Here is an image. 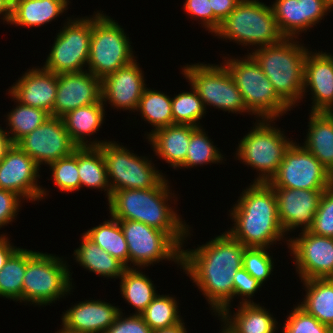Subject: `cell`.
Returning a JSON list of instances; mask_svg holds the SVG:
<instances>
[{
    "label": "cell",
    "instance_id": "1",
    "mask_svg": "<svg viewBox=\"0 0 333 333\" xmlns=\"http://www.w3.org/2000/svg\"><path fill=\"white\" fill-rule=\"evenodd\" d=\"M222 233L195 249L182 247L181 258V269L202 292L215 316L233 308V277L243 267L246 248L226 230Z\"/></svg>",
    "mask_w": 333,
    "mask_h": 333
},
{
    "label": "cell",
    "instance_id": "2",
    "mask_svg": "<svg viewBox=\"0 0 333 333\" xmlns=\"http://www.w3.org/2000/svg\"><path fill=\"white\" fill-rule=\"evenodd\" d=\"M167 177L150 189H123L111 193L109 214L117 220H133L167 233L181 248L190 227L171 204L177 202ZM172 198H175L172 200ZM171 199V200H170ZM171 206V207H170ZM175 210V211H174ZM185 240V241H184Z\"/></svg>",
    "mask_w": 333,
    "mask_h": 333
},
{
    "label": "cell",
    "instance_id": "3",
    "mask_svg": "<svg viewBox=\"0 0 333 333\" xmlns=\"http://www.w3.org/2000/svg\"><path fill=\"white\" fill-rule=\"evenodd\" d=\"M249 185L229 210L234 226L228 228L227 232L245 247L270 249V246L282 240H286L288 246L290 236H286L279 222L273 187L261 182H251Z\"/></svg>",
    "mask_w": 333,
    "mask_h": 333
},
{
    "label": "cell",
    "instance_id": "4",
    "mask_svg": "<svg viewBox=\"0 0 333 333\" xmlns=\"http://www.w3.org/2000/svg\"><path fill=\"white\" fill-rule=\"evenodd\" d=\"M304 45L297 38H284L274 45L251 48L249 53L291 109L303 96L304 62L309 50Z\"/></svg>",
    "mask_w": 333,
    "mask_h": 333
},
{
    "label": "cell",
    "instance_id": "5",
    "mask_svg": "<svg viewBox=\"0 0 333 333\" xmlns=\"http://www.w3.org/2000/svg\"><path fill=\"white\" fill-rule=\"evenodd\" d=\"M213 36L254 49L281 42L280 33L271 5L259 0H241L221 23Z\"/></svg>",
    "mask_w": 333,
    "mask_h": 333
},
{
    "label": "cell",
    "instance_id": "6",
    "mask_svg": "<svg viewBox=\"0 0 333 333\" xmlns=\"http://www.w3.org/2000/svg\"><path fill=\"white\" fill-rule=\"evenodd\" d=\"M272 123L275 124V119H256L254 127L241 138L236 148L235 159L258 171L252 182L268 183L294 143Z\"/></svg>",
    "mask_w": 333,
    "mask_h": 333
},
{
    "label": "cell",
    "instance_id": "7",
    "mask_svg": "<svg viewBox=\"0 0 333 333\" xmlns=\"http://www.w3.org/2000/svg\"><path fill=\"white\" fill-rule=\"evenodd\" d=\"M223 56L222 63L230 72L241 92L248 110L257 119H280L291 108L277 95L270 80L255 60L247 53L244 57ZM235 57V58H234Z\"/></svg>",
    "mask_w": 333,
    "mask_h": 333
},
{
    "label": "cell",
    "instance_id": "8",
    "mask_svg": "<svg viewBox=\"0 0 333 333\" xmlns=\"http://www.w3.org/2000/svg\"><path fill=\"white\" fill-rule=\"evenodd\" d=\"M127 33L116 20L98 11L91 17L90 55L87 69L102 80L137 59Z\"/></svg>",
    "mask_w": 333,
    "mask_h": 333
},
{
    "label": "cell",
    "instance_id": "9",
    "mask_svg": "<svg viewBox=\"0 0 333 333\" xmlns=\"http://www.w3.org/2000/svg\"><path fill=\"white\" fill-rule=\"evenodd\" d=\"M64 258L37 252L26 265L22 286V302L43 306L72 294V273Z\"/></svg>",
    "mask_w": 333,
    "mask_h": 333
},
{
    "label": "cell",
    "instance_id": "10",
    "mask_svg": "<svg viewBox=\"0 0 333 333\" xmlns=\"http://www.w3.org/2000/svg\"><path fill=\"white\" fill-rule=\"evenodd\" d=\"M181 74L192 85L201 98L204 108L213 106L228 113L253 115L244 102L243 96L237 88L230 72L223 63L186 64L181 67Z\"/></svg>",
    "mask_w": 333,
    "mask_h": 333
},
{
    "label": "cell",
    "instance_id": "11",
    "mask_svg": "<svg viewBox=\"0 0 333 333\" xmlns=\"http://www.w3.org/2000/svg\"><path fill=\"white\" fill-rule=\"evenodd\" d=\"M99 148L103 153L111 193L123 189L154 188L165 178L155 167L152 157L138 156L114 140L103 143Z\"/></svg>",
    "mask_w": 333,
    "mask_h": 333
},
{
    "label": "cell",
    "instance_id": "12",
    "mask_svg": "<svg viewBox=\"0 0 333 333\" xmlns=\"http://www.w3.org/2000/svg\"><path fill=\"white\" fill-rule=\"evenodd\" d=\"M63 25L43 68L55 74L85 71L90 55L91 17H67Z\"/></svg>",
    "mask_w": 333,
    "mask_h": 333
},
{
    "label": "cell",
    "instance_id": "13",
    "mask_svg": "<svg viewBox=\"0 0 333 333\" xmlns=\"http://www.w3.org/2000/svg\"><path fill=\"white\" fill-rule=\"evenodd\" d=\"M118 221L128 244L129 268L171 260L181 269L182 248L167 233L139 221Z\"/></svg>",
    "mask_w": 333,
    "mask_h": 333
},
{
    "label": "cell",
    "instance_id": "14",
    "mask_svg": "<svg viewBox=\"0 0 333 333\" xmlns=\"http://www.w3.org/2000/svg\"><path fill=\"white\" fill-rule=\"evenodd\" d=\"M268 183L272 187L326 190L333 185V175L312 153L295 141Z\"/></svg>",
    "mask_w": 333,
    "mask_h": 333
},
{
    "label": "cell",
    "instance_id": "15",
    "mask_svg": "<svg viewBox=\"0 0 333 333\" xmlns=\"http://www.w3.org/2000/svg\"><path fill=\"white\" fill-rule=\"evenodd\" d=\"M40 170L27 153L12 144L0 160V189L13 192L27 202L44 200L49 193L38 185Z\"/></svg>",
    "mask_w": 333,
    "mask_h": 333
},
{
    "label": "cell",
    "instance_id": "16",
    "mask_svg": "<svg viewBox=\"0 0 333 333\" xmlns=\"http://www.w3.org/2000/svg\"><path fill=\"white\" fill-rule=\"evenodd\" d=\"M300 231L298 237L289 238L287 247L300 280L333 278V238Z\"/></svg>",
    "mask_w": 333,
    "mask_h": 333
},
{
    "label": "cell",
    "instance_id": "17",
    "mask_svg": "<svg viewBox=\"0 0 333 333\" xmlns=\"http://www.w3.org/2000/svg\"><path fill=\"white\" fill-rule=\"evenodd\" d=\"M16 145L41 168L72 154L78 146L70 138L61 117L50 116Z\"/></svg>",
    "mask_w": 333,
    "mask_h": 333
},
{
    "label": "cell",
    "instance_id": "18",
    "mask_svg": "<svg viewBox=\"0 0 333 333\" xmlns=\"http://www.w3.org/2000/svg\"><path fill=\"white\" fill-rule=\"evenodd\" d=\"M145 81L144 71L135 59L101 80L102 103L110 104L113 109L135 113L147 86Z\"/></svg>",
    "mask_w": 333,
    "mask_h": 333
},
{
    "label": "cell",
    "instance_id": "19",
    "mask_svg": "<svg viewBox=\"0 0 333 333\" xmlns=\"http://www.w3.org/2000/svg\"><path fill=\"white\" fill-rule=\"evenodd\" d=\"M102 100L101 80L90 71L57 74V92L53 117Z\"/></svg>",
    "mask_w": 333,
    "mask_h": 333
},
{
    "label": "cell",
    "instance_id": "20",
    "mask_svg": "<svg viewBox=\"0 0 333 333\" xmlns=\"http://www.w3.org/2000/svg\"><path fill=\"white\" fill-rule=\"evenodd\" d=\"M273 190L277 198L279 222L284 233L287 235L299 227L302 231L308 230L312 226L324 190L281 187H273Z\"/></svg>",
    "mask_w": 333,
    "mask_h": 333
},
{
    "label": "cell",
    "instance_id": "21",
    "mask_svg": "<svg viewBox=\"0 0 333 333\" xmlns=\"http://www.w3.org/2000/svg\"><path fill=\"white\" fill-rule=\"evenodd\" d=\"M271 8L284 38L298 39L333 11L325 0H275Z\"/></svg>",
    "mask_w": 333,
    "mask_h": 333
},
{
    "label": "cell",
    "instance_id": "22",
    "mask_svg": "<svg viewBox=\"0 0 333 333\" xmlns=\"http://www.w3.org/2000/svg\"><path fill=\"white\" fill-rule=\"evenodd\" d=\"M311 94V112L333 113V61L327 52L308 50L304 62L303 96Z\"/></svg>",
    "mask_w": 333,
    "mask_h": 333
},
{
    "label": "cell",
    "instance_id": "23",
    "mask_svg": "<svg viewBox=\"0 0 333 333\" xmlns=\"http://www.w3.org/2000/svg\"><path fill=\"white\" fill-rule=\"evenodd\" d=\"M36 67V68H35ZM28 69L9 88L8 93L23 105L52 113L57 92V74L42 66Z\"/></svg>",
    "mask_w": 333,
    "mask_h": 333
},
{
    "label": "cell",
    "instance_id": "24",
    "mask_svg": "<svg viewBox=\"0 0 333 333\" xmlns=\"http://www.w3.org/2000/svg\"><path fill=\"white\" fill-rule=\"evenodd\" d=\"M74 303L62 312V325L70 330L84 333H105L121 313L119 306L104 300H87Z\"/></svg>",
    "mask_w": 333,
    "mask_h": 333
},
{
    "label": "cell",
    "instance_id": "25",
    "mask_svg": "<svg viewBox=\"0 0 333 333\" xmlns=\"http://www.w3.org/2000/svg\"><path fill=\"white\" fill-rule=\"evenodd\" d=\"M195 128L191 125L173 124L152 132L146 139L152 145L155 156L177 170L185 162L190 136Z\"/></svg>",
    "mask_w": 333,
    "mask_h": 333
},
{
    "label": "cell",
    "instance_id": "26",
    "mask_svg": "<svg viewBox=\"0 0 333 333\" xmlns=\"http://www.w3.org/2000/svg\"><path fill=\"white\" fill-rule=\"evenodd\" d=\"M105 110V105L101 100L98 103L69 111L61 117L70 138L78 147H99L109 141L96 138L92 140L91 138V135L96 134L102 127L104 117H106Z\"/></svg>",
    "mask_w": 333,
    "mask_h": 333
},
{
    "label": "cell",
    "instance_id": "27",
    "mask_svg": "<svg viewBox=\"0 0 333 333\" xmlns=\"http://www.w3.org/2000/svg\"><path fill=\"white\" fill-rule=\"evenodd\" d=\"M237 307L235 312L225 308L217 316L233 333H276L280 328L276 317L259 303H241Z\"/></svg>",
    "mask_w": 333,
    "mask_h": 333
},
{
    "label": "cell",
    "instance_id": "28",
    "mask_svg": "<svg viewBox=\"0 0 333 333\" xmlns=\"http://www.w3.org/2000/svg\"><path fill=\"white\" fill-rule=\"evenodd\" d=\"M302 146L333 175V113L311 112Z\"/></svg>",
    "mask_w": 333,
    "mask_h": 333
},
{
    "label": "cell",
    "instance_id": "29",
    "mask_svg": "<svg viewBox=\"0 0 333 333\" xmlns=\"http://www.w3.org/2000/svg\"><path fill=\"white\" fill-rule=\"evenodd\" d=\"M69 3V0H14L9 25L23 28L46 25L66 12Z\"/></svg>",
    "mask_w": 333,
    "mask_h": 333
},
{
    "label": "cell",
    "instance_id": "30",
    "mask_svg": "<svg viewBox=\"0 0 333 333\" xmlns=\"http://www.w3.org/2000/svg\"><path fill=\"white\" fill-rule=\"evenodd\" d=\"M81 239L79 247L73 253L75 262L103 278L120 279L127 267L95 244L84 233H82Z\"/></svg>",
    "mask_w": 333,
    "mask_h": 333
},
{
    "label": "cell",
    "instance_id": "31",
    "mask_svg": "<svg viewBox=\"0 0 333 333\" xmlns=\"http://www.w3.org/2000/svg\"><path fill=\"white\" fill-rule=\"evenodd\" d=\"M300 282L306 293L298 305L322 324L333 326V278H314Z\"/></svg>",
    "mask_w": 333,
    "mask_h": 333
},
{
    "label": "cell",
    "instance_id": "32",
    "mask_svg": "<svg viewBox=\"0 0 333 333\" xmlns=\"http://www.w3.org/2000/svg\"><path fill=\"white\" fill-rule=\"evenodd\" d=\"M142 268H127L120 277L122 298L140 315L159 294L153 281L143 272ZM144 273V274H143Z\"/></svg>",
    "mask_w": 333,
    "mask_h": 333
},
{
    "label": "cell",
    "instance_id": "33",
    "mask_svg": "<svg viewBox=\"0 0 333 333\" xmlns=\"http://www.w3.org/2000/svg\"><path fill=\"white\" fill-rule=\"evenodd\" d=\"M78 175L81 188L85 186L106 191L107 201L110 199L106 165L99 147H78Z\"/></svg>",
    "mask_w": 333,
    "mask_h": 333
},
{
    "label": "cell",
    "instance_id": "34",
    "mask_svg": "<svg viewBox=\"0 0 333 333\" xmlns=\"http://www.w3.org/2000/svg\"><path fill=\"white\" fill-rule=\"evenodd\" d=\"M37 253L18 247L0 270V297L22 303L23 277L27 262Z\"/></svg>",
    "mask_w": 333,
    "mask_h": 333
},
{
    "label": "cell",
    "instance_id": "35",
    "mask_svg": "<svg viewBox=\"0 0 333 333\" xmlns=\"http://www.w3.org/2000/svg\"><path fill=\"white\" fill-rule=\"evenodd\" d=\"M109 219L96 227L88 229L86 232L84 231V234L104 251L129 268L128 244L120 223L112 216Z\"/></svg>",
    "mask_w": 333,
    "mask_h": 333
},
{
    "label": "cell",
    "instance_id": "36",
    "mask_svg": "<svg viewBox=\"0 0 333 333\" xmlns=\"http://www.w3.org/2000/svg\"><path fill=\"white\" fill-rule=\"evenodd\" d=\"M8 96L13 99L12 101L16 102V107L8 112L7 115H4L7 127L5 128L6 131L4 128L1 129L9 137L12 144H16L20 139L37 129L51 115L45 110L26 106L17 100L15 101L9 93Z\"/></svg>",
    "mask_w": 333,
    "mask_h": 333
},
{
    "label": "cell",
    "instance_id": "37",
    "mask_svg": "<svg viewBox=\"0 0 333 333\" xmlns=\"http://www.w3.org/2000/svg\"><path fill=\"white\" fill-rule=\"evenodd\" d=\"M136 111L140 112L145 122L155 127L149 133H145L146 138L162 127L173 125L171 97L154 88L153 90L147 87L144 89Z\"/></svg>",
    "mask_w": 333,
    "mask_h": 333
},
{
    "label": "cell",
    "instance_id": "38",
    "mask_svg": "<svg viewBox=\"0 0 333 333\" xmlns=\"http://www.w3.org/2000/svg\"><path fill=\"white\" fill-rule=\"evenodd\" d=\"M214 146V142L206 134L203 126L196 127L190 136L189 147L185 162L179 167L193 168L194 166H202L213 163L218 164L224 162L225 156L222 155L220 149ZM224 156V157H223Z\"/></svg>",
    "mask_w": 333,
    "mask_h": 333
},
{
    "label": "cell",
    "instance_id": "39",
    "mask_svg": "<svg viewBox=\"0 0 333 333\" xmlns=\"http://www.w3.org/2000/svg\"><path fill=\"white\" fill-rule=\"evenodd\" d=\"M169 295L158 294L140 314L152 331L172 327L183 320L179 314V301Z\"/></svg>",
    "mask_w": 333,
    "mask_h": 333
},
{
    "label": "cell",
    "instance_id": "40",
    "mask_svg": "<svg viewBox=\"0 0 333 333\" xmlns=\"http://www.w3.org/2000/svg\"><path fill=\"white\" fill-rule=\"evenodd\" d=\"M191 91H183L171 98L173 124L200 127V120L204 118L206 110L196 90L190 85Z\"/></svg>",
    "mask_w": 333,
    "mask_h": 333
},
{
    "label": "cell",
    "instance_id": "41",
    "mask_svg": "<svg viewBox=\"0 0 333 333\" xmlns=\"http://www.w3.org/2000/svg\"><path fill=\"white\" fill-rule=\"evenodd\" d=\"M52 179L61 192L69 193L81 189L78 175V148L70 155L49 164Z\"/></svg>",
    "mask_w": 333,
    "mask_h": 333
},
{
    "label": "cell",
    "instance_id": "42",
    "mask_svg": "<svg viewBox=\"0 0 333 333\" xmlns=\"http://www.w3.org/2000/svg\"><path fill=\"white\" fill-rule=\"evenodd\" d=\"M268 248L246 247L243 255V268L262 285L274 272V260ZM272 273V274H271Z\"/></svg>",
    "mask_w": 333,
    "mask_h": 333
},
{
    "label": "cell",
    "instance_id": "43",
    "mask_svg": "<svg viewBox=\"0 0 333 333\" xmlns=\"http://www.w3.org/2000/svg\"><path fill=\"white\" fill-rule=\"evenodd\" d=\"M286 317L282 333H329L330 331L329 326L319 322L298 304Z\"/></svg>",
    "mask_w": 333,
    "mask_h": 333
},
{
    "label": "cell",
    "instance_id": "44",
    "mask_svg": "<svg viewBox=\"0 0 333 333\" xmlns=\"http://www.w3.org/2000/svg\"><path fill=\"white\" fill-rule=\"evenodd\" d=\"M308 230L315 235L333 238V185L324 190L312 226Z\"/></svg>",
    "mask_w": 333,
    "mask_h": 333
},
{
    "label": "cell",
    "instance_id": "45",
    "mask_svg": "<svg viewBox=\"0 0 333 333\" xmlns=\"http://www.w3.org/2000/svg\"><path fill=\"white\" fill-rule=\"evenodd\" d=\"M261 282L252 277L243 267L233 277V298L240 297L239 304L255 303L252 299L257 290L262 288ZM242 298V299H241ZM242 300V301H241Z\"/></svg>",
    "mask_w": 333,
    "mask_h": 333
},
{
    "label": "cell",
    "instance_id": "46",
    "mask_svg": "<svg viewBox=\"0 0 333 333\" xmlns=\"http://www.w3.org/2000/svg\"><path fill=\"white\" fill-rule=\"evenodd\" d=\"M121 313L105 333H152V329L141 315Z\"/></svg>",
    "mask_w": 333,
    "mask_h": 333
},
{
    "label": "cell",
    "instance_id": "47",
    "mask_svg": "<svg viewBox=\"0 0 333 333\" xmlns=\"http://www.w3.org/2000/svg\"><path fill=\"white\" fill-rule=\"evenodd\" d=\"M183 10L194 20H198L208 33L213 34V10L209 0H184Z\"/></svg>",
    "mask_w": 333,
    "mask_h": 333
},
{
    "label": "cell",
    "instance_id": "48",
    "mask_svg": "<svg viewBox=\"0 0 333 333\" xmlns=\"http://www.w3.org/2000/svg\"><path fill=\"white\" fill-rule=\"evenodd\" d=\"M21 201L17 194L0 189V229L16 220L22 207Z\"/></svg>",
    "mask_w": 333,
    "mask_h": 333
},
{
    "label": "cell",
    "instance_id": "49",
    "mask_svg": "<svg viewBox=\"0 0 333 333\" xmlns=\"http://www.w3.org/2000/svg\"><path fill=\"white\" fill-rule=\"evenodd\" d=\"M213 10V33L228 17L241 0H209Z\"/></svg>",
    "mask_w": 333,
    "mask_h": 333
},
{
    "label": "cell",
    "instance_id": "50",
    "mask_svg": "<svg viewBox=\"0 0 333 333\" xmlns=\"http://www.w3.org/2000/svg\"><path fill=\"white\" fill-rule=\"evenodd\" d=\"M10 238L4 235L0 239V270L4 267L5 262L10 257V255L18 248L10 242Z\"/></svg>",
    "mask_w": 333,
    "mask_h": 333
},
{
    "label": "cell",
    "instance_id": "51",
    "mask_svg": "<svg viewBox=\"0 0 333 333\" xmlns=\"http://www.w3.org/2000/svg\"><path fill=\"white\" fill-rule=\"evenodd\" d=\"M14 0H0V19L3 20V24H9L12 16V7Z\"/></svg>",
    "mask_w": 333,
    "mask_h": 333
},
{
    "label": "cell",
    "instance_id": "52",
    "mask_svg": "<svg viewBox=\"0 0 333 333\" xmlns=\"http://www.w3.org/2000/svg\"><path fill=\"white\" fill-rule=\"evenodd\" d=\"M188 330L185 327L184 320H182L180 323L163 329H157L152 331V333H187Z\"/></svg>",
    "mask_w": 333,
    "mask_h": 333
},
{
    "label": "cell",
    "instance_id": "53",
    "mask_svg": "<svg viewBox=\"0 0 333 333\" xmlns=\"http://www.w3.org/2000/svg\"><path fill=\"white\" fill-rule=\"evenodd\" d=\"M2 127L0 126V160L5 156L6 151L12 145L9 137L2 131Z\"/></svg>",
    "mask_w": 333,
    "mask_h": 333
},
{
    "label": "cell",
    "instance_id": "54",
    "mask_svg": "<svg viewBox=\"0 0 333 333\" xmlns=\"http://www.w3.org/2000/svg\"><path fill=\"white\" fill-rule=\"evenodd\" d=\"M62 328L59 329L56 333H84V332H78V331H73L70 329L65 328L63 325H61Z\"/></svg>",
    "mask_w": 333,
    "mask_h": 333
},
{
    "label": "cell",
    "instance_id": "55",
    "mask_svg": "<svg viewBox=\"0 0 333 333\" xmlns=\"http://www.w3.org/2000/svg\"><path fill=\"white\" fill-rule=\"evenodd\" d=\"M221 332L220 333H233L231 330H229L223 323L221 324Z\"/></svg>",
    "mask_w": 333,
    "mask_h": 333
},
{
    "label": "cell",
    "instance_id": "56",
    "mask_svg": "<svg viewBox=\"0 0 333 333\" xmlns=\"http://www.w3.org/2000/svg\"><path fill=\"white\" fill-rule=\"evenodd\" d=\"M325 2L333 9V0H325Z\"/></svg>",
    "mask_w": 333,
    "mask_h": 333
},
{
    "label": "cell",
    "instance_id": "57",
    "mask_svg": "<svg viewBox=\"0 0 333 333\" xmlns=\"http://www.w3.org/2000/svg\"><path fill=\"white\" fill-rule=\"evenodd\" d=\"M327 54L331 57V59L333 61V54L332 53L330 54L329 52Z\"/></svg>",
    "mask_w": 333,
    "mask_h": 333
},
{
    "label": "cell",
    "instance_id": "58",
    "mask_svg": "<svg viewBox=\"0 0 333 333\" xmlns=\"http://www.w3.org/2000/svg\"><path fill=\"white\" fill-rule=\"evenodd\" d=\"M329 333H333V326H330V331Z\"/></svg>",
    "mask_w": 333,
    "mask_h": 333
},
{
    "label": "cell",
    "instance_id": "59",
    "mask_svg": "<svg viewBox=\"0 0 333 333\" xmlns=\"http://www.w3.org/2000/svg\"><path fill=\"white\" fill-rule=\"evenodd\" d=\"M4 235H6V233H5V234H4V233H3V234H0V239H1Z\"/></svg>",
    "mask_w": 333,
    "mask_h": 333
}]
</instances>
